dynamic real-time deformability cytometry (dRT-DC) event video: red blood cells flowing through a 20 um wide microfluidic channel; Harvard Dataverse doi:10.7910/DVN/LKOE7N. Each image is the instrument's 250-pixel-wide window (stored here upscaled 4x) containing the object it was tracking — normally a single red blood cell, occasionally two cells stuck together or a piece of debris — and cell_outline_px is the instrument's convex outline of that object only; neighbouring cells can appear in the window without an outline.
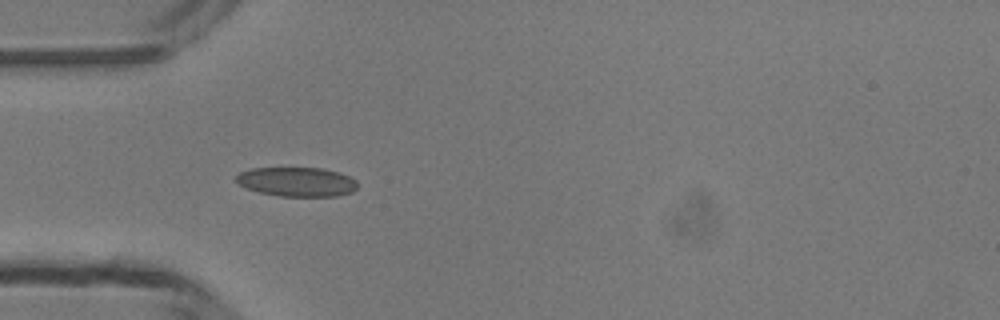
{"species": "common noctule bat (a hibernating species)", "species_latin": "Nyctalus noctula", "temperature_condition": "room temperature", "stored_images_in_passage": 35, "camera_frame_rate_fps": 3000, "um_per_image_px": 0.085, "animal": {"sex": "male", "body_mass_g": 13.3}, "frame": {"image": 1, "passage_image": 1, "time_ms": 0.0, "image_size_px": [1000, 320], "cell_outline_px": [[360, 184], [352, 192], [336, 196], [280, 196], [260, 192], [248, 188], [240, 184], [236, 180], [236, 176], [240, 172], [252, 168], [324, 168], [340, 172], [356, 180]], "centroid_in_image_um": [25.29, 15.45], "position_along_channel_um": 59.7, "area_um2": 20.69}}
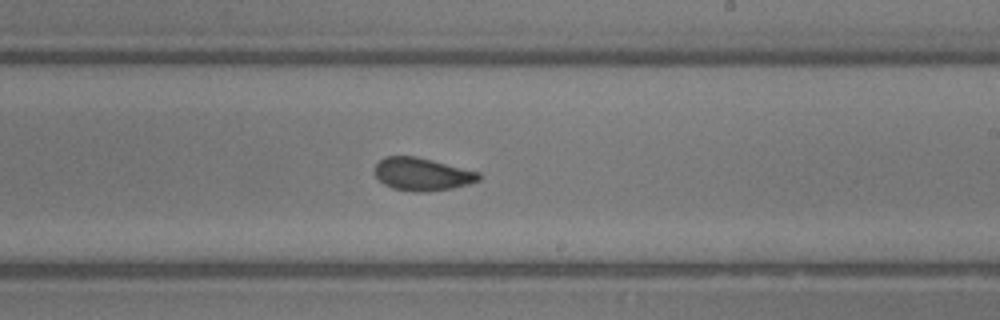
{"frame": {"image": 2, "passage_image": 15, "time_ms": 4.667, "image_size_px": [1000, 320], "cell_outline_px": [[480, 180], [468, 184], [452, 188], [428, 192], [412, 192], [392, 188], [384, 184], [376, 176], [376, 164], [384, 156], [416, 156], [480, 172]], "centroid_in_image_um": [35.89, 14.81], "position_along_channel_um": 253.1, "area_um2": 19.88}}
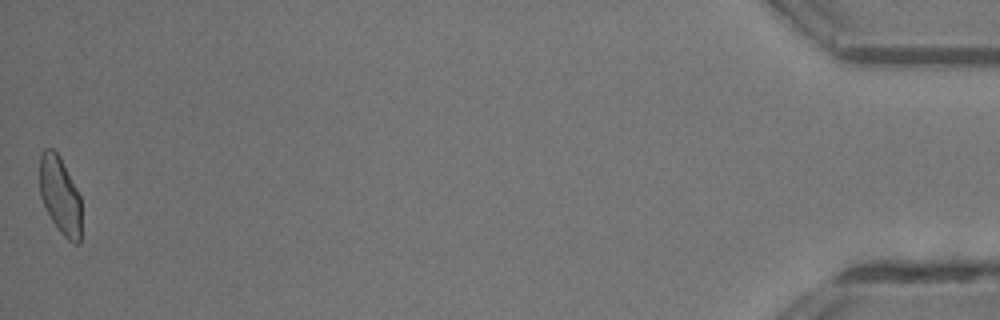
{"frame": {"image": 3, "passage_image": 35, "time_ms": 11.333, "image_size_px": [1000, 320], "cell_outline_px": [[80, 244], [72, 244], [60, 232], [52, 220], [40, 196], [40, 156], [44, 148], [52, 148], [60, 156], [80, 196]], "centroid_in_image_um": [5.1, 16.61], "position_along_channel_um": 430.1, "area_um2": 18.67}, "authors_computed_cell_mechanics": {"area_um2": 19.8254, "velocity_mm_per_s": 4.1876, "shape_relaxation_time_tau1_ms": null, "shape_relaxation_time_tau2_ms": 0.9108, "deformation_change_tau1": null, "deformation_change_tau2": 0.0522}}